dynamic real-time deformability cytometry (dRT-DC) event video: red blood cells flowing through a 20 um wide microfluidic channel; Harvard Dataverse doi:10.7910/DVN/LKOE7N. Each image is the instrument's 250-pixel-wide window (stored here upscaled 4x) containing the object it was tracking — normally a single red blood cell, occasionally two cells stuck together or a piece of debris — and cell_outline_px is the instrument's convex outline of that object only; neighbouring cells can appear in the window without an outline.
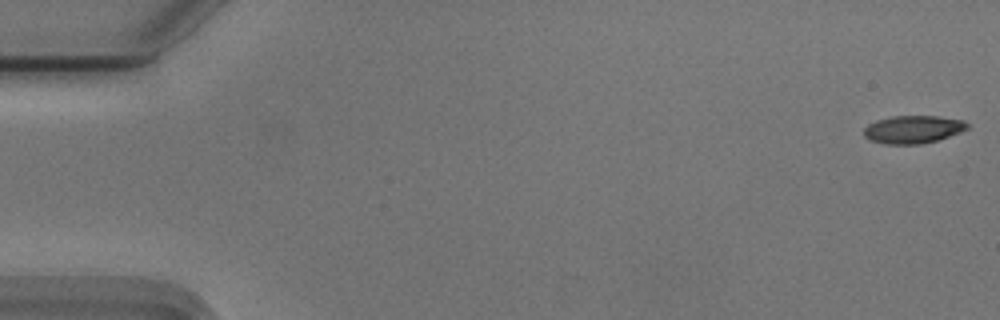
{"species": "Egyptian fruit bat (a non-hibernating species)", "species_latin": "Rousettus aegyptiacus", "temperature_condition": "cold", "stored_images_in_passage": 23, "camera_frame_rate_fps": 3000, "um_per_image_px": 0.085, "animal": {"sex": "male"}, "frame": {"image": 1, "passage_image": 1, "time_ms": 0.0, "image_size_px": [1000, 320], "cell_outline_px": [[968, 128], [960, 132], [936, 140], [920, 144], [884, 144], [872, 140], [864, 136], [864, 128], [868, 124], [876, 120], [892, 116], [936, 116], [964, 120], [968, 124]], "centroid_in_image_um": [77.59, 10.99], "position_along_channel_um": 7.4, "area_um2": 16.65}}
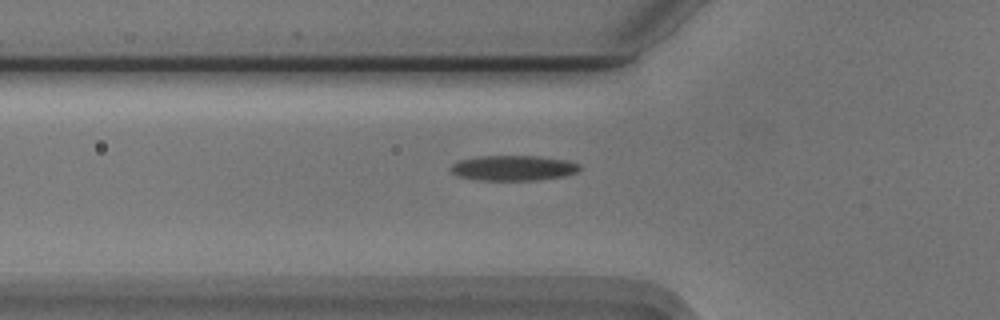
{"frame": {"image": 2, "passage_image": 19, "time_ms": 6.0, "image_size_px": [1000, 320], "cell_outline_px": [[580, 168], [576, 172], [564, 176], [536, 180], [480, 180], [456, 176], [448, 168], [456, 160], [476, 156], [536, 156], [568, 160], [580, 164]], "centroid_in_image_um": [43.57, 14.27], "position_along_channel_um": 82.2, "area_um2": 19.13}}
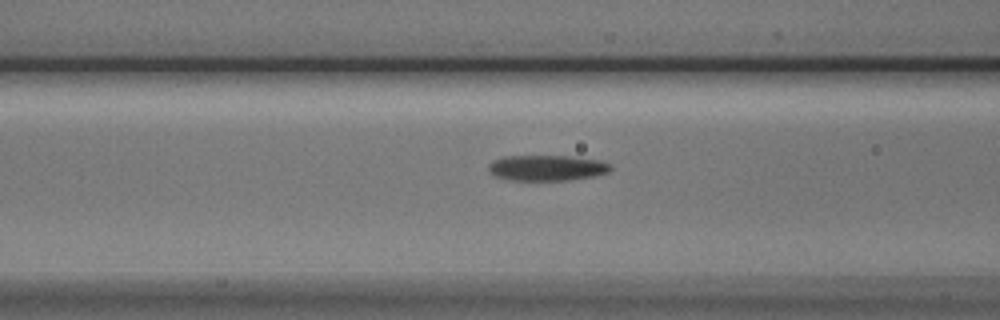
{"frame": {"image": 3, "passage_image": 22, "time_ms": 7.0, "image_size_px": [1000, 320], "cell_outline_px": [[612, 168], [608, 172], [596, 176], [568, 180], [512, 180], [496, 176], [488, 168], [488, 164], [492, 160], [504, 156], [568, 156], [600, 160], [608, 164]], "centroid_in_image_um": [46.49, 14.26], "position_along_channel_um": 120.1, "area_um2": 18.15}}